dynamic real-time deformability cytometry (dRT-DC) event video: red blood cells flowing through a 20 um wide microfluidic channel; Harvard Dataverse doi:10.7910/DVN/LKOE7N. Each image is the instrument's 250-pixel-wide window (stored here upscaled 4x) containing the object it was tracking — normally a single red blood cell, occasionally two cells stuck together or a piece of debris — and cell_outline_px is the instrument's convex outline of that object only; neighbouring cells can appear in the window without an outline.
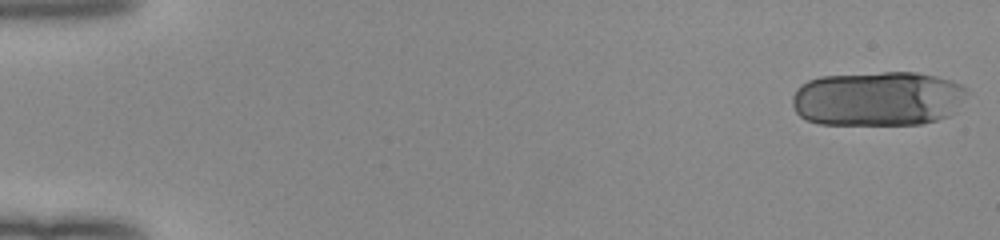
{"species": "human", "species_latin": "Homo sapiens", "temperature_condition": "room temperature", "stored_images_in_passage": 19, "camera_frame_rate_fps": 3000, "um_per_image_px": 0.085, "donor": {"sex": "female"}, "frame": {"image": 1, "passage_image": 1, "time_ms": 0.0, "image_size_px": [1000, 240], "cell_outline_px": [[968, 92], [956, 112], [948, 116], [936, 120], [920, 124], [820, 124], [808, 120], [800, 116], [796, 112], [792, 104], [792, 96], [796, 88], [800, 84], [808, 80], [820, 76], [880, 72], [916, 72], [936, 76], [952, 80], [968, 88]], "centroid_in_image_um": [74.62, 8.37], "position_along_channel_um": 10.4, "area_um2": 56.3}}